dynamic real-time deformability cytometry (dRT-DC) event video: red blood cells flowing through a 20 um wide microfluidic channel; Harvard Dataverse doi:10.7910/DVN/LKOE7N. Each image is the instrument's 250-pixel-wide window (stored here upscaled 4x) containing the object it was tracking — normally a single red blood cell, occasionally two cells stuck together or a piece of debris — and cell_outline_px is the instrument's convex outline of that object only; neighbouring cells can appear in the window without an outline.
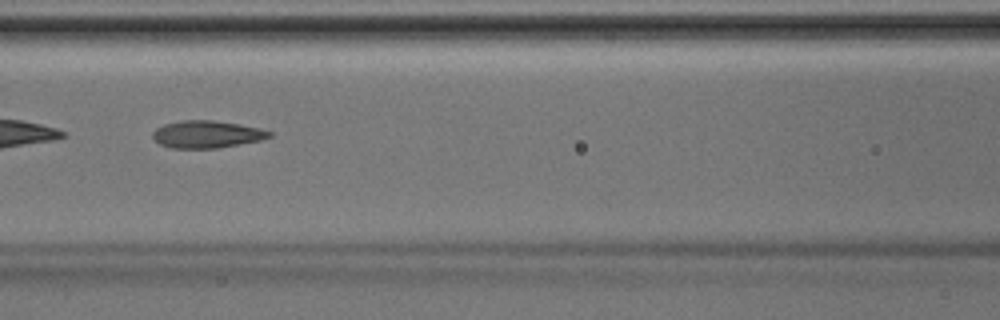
{"species": "Egyptian fruit bat (a non-hibernating species)", "species_latin": "Rousettus aegyptiacus", "temperature_condition": "room temperature", "stored_images_in_passage": 44, "camera_frame_rate_fps": 3000, "um_per_image_px": 0.085, "animal": {"sex": "male"}, "frame": {"image": 1, "passage_image": 19, "time_ms": 6.0, "image_size_px": [1000, 320], "cell_outline_px": [[272, 136], [260, 140], [216, 148], [172, 148], [160, 144], [152, 136], [152, 132], [156, 128], [164, 124], [180, 120], [212, 120], [240, 124], [272, 132]], "centroid_in_image_um": [17.54, 11.41], "position_along_channel_um": 149.1, "area_um2": 18.38}}